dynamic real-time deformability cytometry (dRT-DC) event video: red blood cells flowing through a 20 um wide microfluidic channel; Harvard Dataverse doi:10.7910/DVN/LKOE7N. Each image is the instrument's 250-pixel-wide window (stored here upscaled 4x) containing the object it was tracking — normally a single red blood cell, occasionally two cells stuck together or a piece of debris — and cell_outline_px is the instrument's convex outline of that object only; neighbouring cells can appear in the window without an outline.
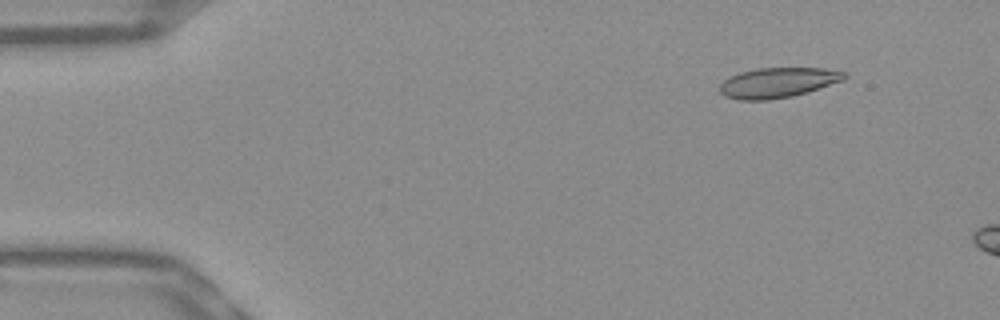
{"species": "Egyptian fruit bat (a non-hibernating species)", "species_latin": "Rousettus aegyptiacus", "temperature_condition": "warm", "stored_images_in_passage": 13, "camera_frame_rate_fps": 3000, "um_per_image_px": 0.085, "frame": {"image": 1, "passage_image": 6, "time_ms": 1.667, "image_size_px": [1000, 320], "cell_outline_px": [[848, 76], [844, 80], [808, 92], [792, 96], [768, 100], [740, 100], [724, 96], [720, 92], [720, 84], [724, 80], [740, 72], [756, 68], [824, 68], [848, 72]], "centroid_in_image_um": [66.15, 7.02], "position_along_channel_um": 18.8, "area_um2": 21.96}}